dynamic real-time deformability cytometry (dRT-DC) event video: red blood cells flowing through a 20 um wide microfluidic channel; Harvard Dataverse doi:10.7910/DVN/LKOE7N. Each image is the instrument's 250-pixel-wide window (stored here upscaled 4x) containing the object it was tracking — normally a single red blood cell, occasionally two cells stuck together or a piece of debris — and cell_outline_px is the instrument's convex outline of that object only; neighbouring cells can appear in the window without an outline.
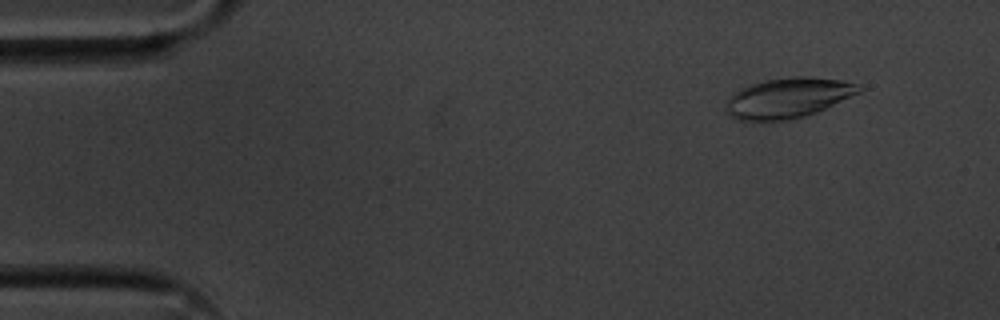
{"species": "common noctule bat (a hibernating species)", "species_latin": "Nyctalus noctula", "temperature_condition": "cold", "stored_images_in_passage": 54, "camera_frame_rate_fps": 3000, "um_per_image_px": 0.085, "animal": {"sex": "male", "body_mass_g": 20.1, "forearm_length_mm": 53.5}, "frame": {"image": 1, "passage_image": 5, "time_ms": 1.333, "image_size_px": [1000, 320], "cell_outline_px": [[864, 88], [860, 92], [816, 112], [804, 116], [788, 120], [740, 120], [732, 116], [724, 108], [728, 100], [740, 88], [764, 80], [796, 76], [808, 76], [840, 80], [860, 84]], "centroid_in_image_um": [67.01, 8.3], "position_along_channel_um": 18.0, "area_um2": 30.75}}
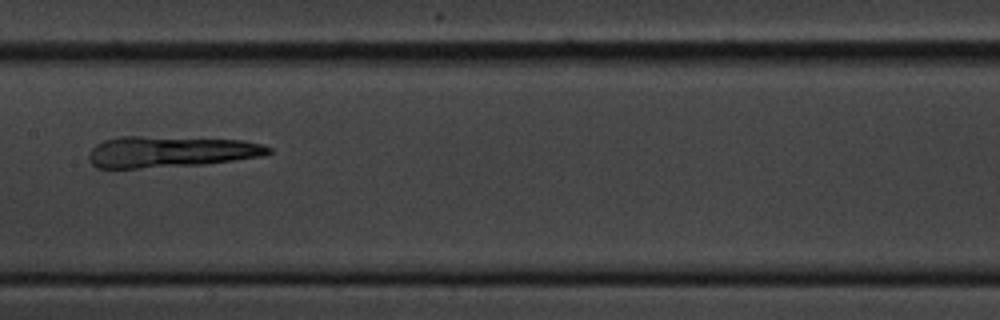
{"frame": {"image": 2, "passage_image": 27, "time_ms": 8.667, "image_size_px": [1000, 320], "cell_outline_px": [[272, 152], [264, 156], [204, 164], [140, 168], [96, 168], [88, 160], [88, 152], [96, 144], [104, 140], [120, 136], [140, 136], [244, 140], [264, 144], [272, 148]], "centroid_in_image_um": [14.49, 12.89], "position_along_channel_um": 192.9, "area_um2": 32.89}}
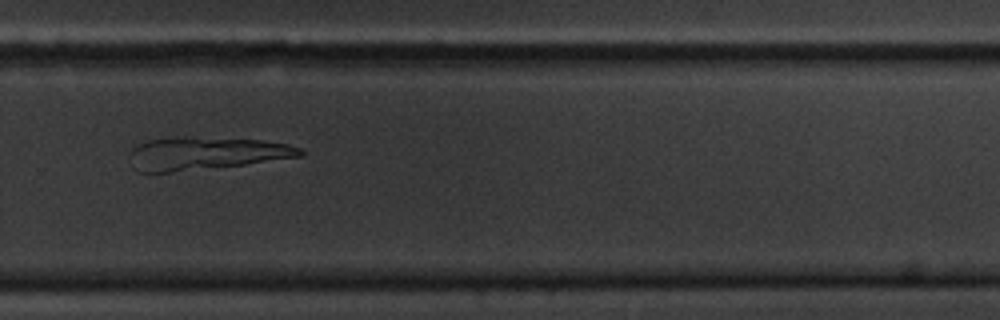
{"frame": {"image": 3, "passage_image": 37, "time_ms": 12.0, "image_size_px": [1000, 320], "cell_outline_px": [[304, 156], [244, 164], [168, 172], [136, 172], [132, 168], [128, 156], [128, 152], [132, 148], [148, 140], [260, 140], [288, 144], [300, 148], [304, 152]], "centroid_in_image_um": [17.47, 13.1], "position_along_channel_um": 312.3, "area_um2": 30.98}}